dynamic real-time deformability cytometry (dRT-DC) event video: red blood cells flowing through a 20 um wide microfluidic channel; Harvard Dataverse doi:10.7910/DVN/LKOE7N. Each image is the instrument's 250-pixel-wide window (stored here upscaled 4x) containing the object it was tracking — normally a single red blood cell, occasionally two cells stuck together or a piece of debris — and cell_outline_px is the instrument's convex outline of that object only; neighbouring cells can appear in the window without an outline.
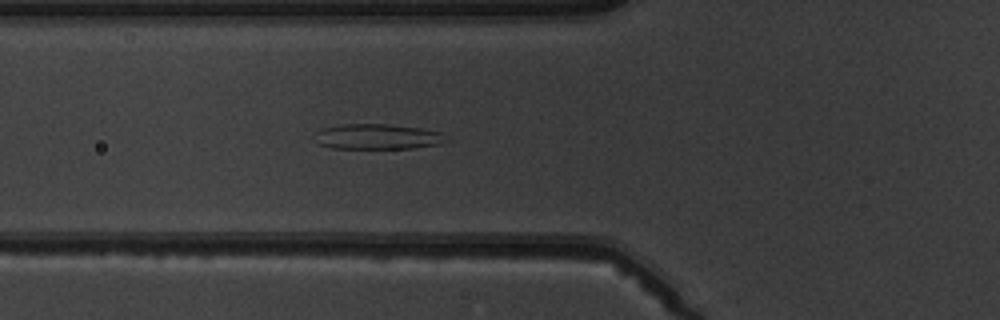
{"species": "common noctule bat (a hibernating species)", "species_latin": "Nyctalus noctula", "temperature_condition": "warm", "stored_images_in_passage": 5, "camera_frame_rate_fps": 3000, "um_per_image_px": 0.085, "animal": {"sex": "male", "body_mass_g": 19.5, "forearm_length_mm": 54.6}, "frame": {"image": 1, "passage_image": 5, "time_ms": 4.667, "image_size_px": [1000, 320], "cell_outline_px": [[452, 140], [440, 144], [412, 148], [332, 148], [320, 144], [312, 140], [312, 136], [320, 128], [340, 124], [384, 124], [420, 128], [440, 132]], "centroid_in_image_um": [32.05, 11.61], "position_along_channel_um": 93.7, "area_um2": 19.65}}